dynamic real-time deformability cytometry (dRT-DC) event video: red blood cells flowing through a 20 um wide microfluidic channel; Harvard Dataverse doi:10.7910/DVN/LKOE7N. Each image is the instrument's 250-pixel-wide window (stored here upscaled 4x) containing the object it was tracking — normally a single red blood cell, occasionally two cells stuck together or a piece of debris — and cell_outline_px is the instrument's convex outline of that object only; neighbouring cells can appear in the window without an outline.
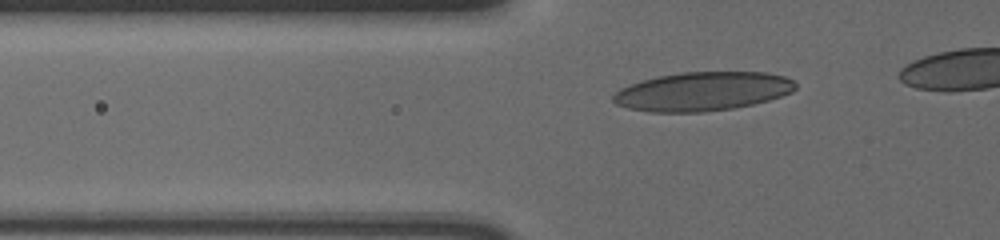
{"species": "human", "species_latin": "Homo sapiens", "temperature_condition": "cold", "stored_images_in_passage": 39, "camera_frame_rate_fps": 3000, "um_per_image_px": 0.085, "donor": {"sex": "male"}, "frame": {"image": 1, "passage_image": 8, "time_ms": 2.333, "image_size_px": [1000, 240], "cell_outline_px": [[796, 88], [792, 92], [768, 100], [752, 104], [732, 108], [704, 112], [648, 112], [628, 108], [616, 104], [612, 100], [612, 96], [620, 88], [644, 80], [660, 76], [680, 72], [764, 72], [784, 76], [792, 80], [796, 84]], "centroid_in_image_um": [59.71, 7.77], "position_along_channel_um": 66.1, "area_um2": 41.1}}
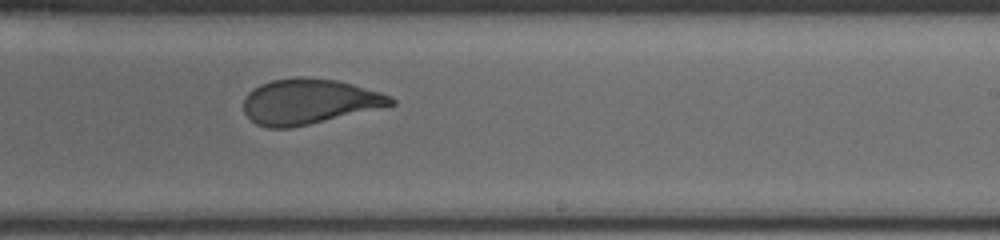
{"frame": {"image": 2, "passage_image": 25, "time_ms": 8.0, "image_size_px": [1000, 240], "cell_outline_px": [[396, 104], [308, 124], [288, 128], [268, 128], [256, 124], [244, 112], [244, 100], [248, 92], [260, 84], [272, 80], [296, 76], [336, 80], [352, 84], [380, 92], [392, 96], [396, 100]], "centroid_in_image_um": [26.25, 8.62], "position_along_channel_um": 262.8, "area_um2": 38.49}}
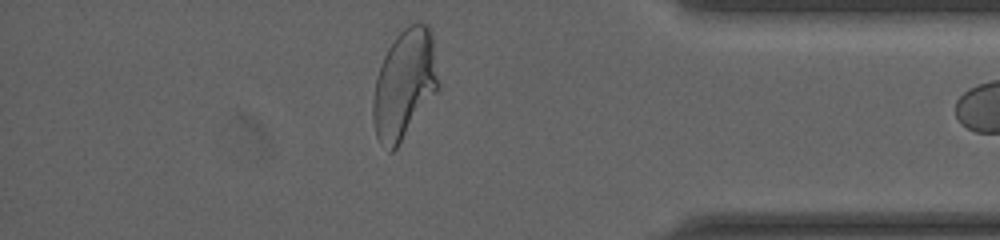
{"frame": {"image": 3, "passage_image": 38, "time_ms": 12.333, "image_size_px": [1000, 240], "cell_outline_px": [[440, 88], [396, 148], [392, 152], [388, 152], [380, 144], [376, 136], [372, 116], [372, 100], [376, 76], [380, 64], [388, 48], [396, 36], [408, 24], [420, 20], [428, 24], [432, 36], [440, 84]], "centroid_in_image_um": [34.37, 7.15], "position_along_channel_um": 400.8, "area_um2": 42.14}}